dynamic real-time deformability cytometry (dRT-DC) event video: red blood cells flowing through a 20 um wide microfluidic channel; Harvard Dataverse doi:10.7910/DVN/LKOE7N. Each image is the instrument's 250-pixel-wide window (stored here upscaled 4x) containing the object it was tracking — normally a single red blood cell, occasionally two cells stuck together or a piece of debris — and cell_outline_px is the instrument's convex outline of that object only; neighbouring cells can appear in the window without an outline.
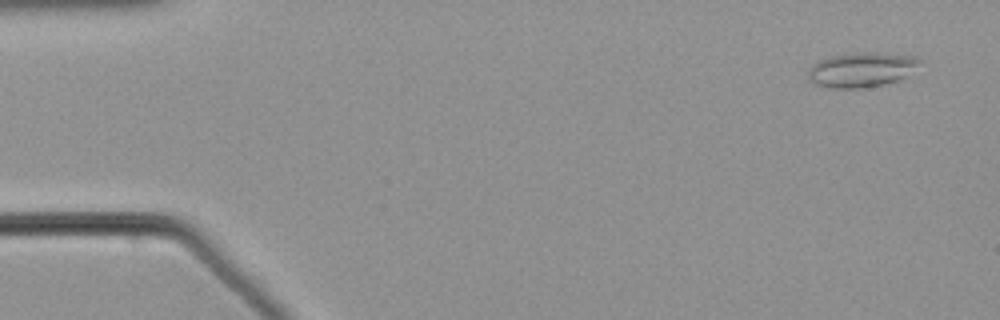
{"species": "common noctule bat (a hibernating species)", "species_latin": "Nyctalus noctula", "temperature_condition": "warm", "stored_images_in_passage": 54, "camera_frame_rate_fps": 3000, "um_per_image_px": 0.085, "animal": {"sex": "male", "body_mass_g": 21.5, "forearm_length_mm": 52.0}, "frame": {"image": 1, "passage_image": 3, "time_ms": 0.667, "image_size_px": [1000, 320], "cell_outline_px": [[920, 60], [904, 76], [896, 80], [880, 84], [860, 88], [828, 88], [816, 84], [808, 76], [808, 72], [812, 64], [816, 60], [832, 56], [860, 52], [876, 52], [916, 56]], "centroid_in_image_um": [73.14, 5.91], "position_along_channel_um": 11.9, "area_um2": 22.02}}
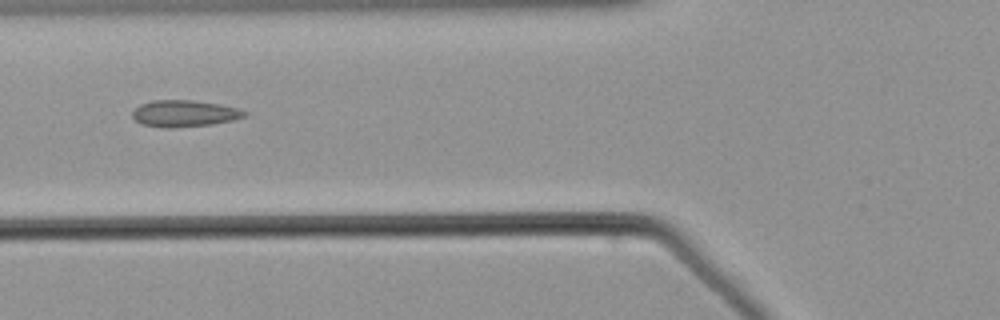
{"frame": {"image": 2, "passage_image": 21, "time_ms": 6.667, "image_size_px": [1000, 320], "cell_outline_px": [[248, 112], [244, 116], [232, 120], [212, 124], [172, 128], [168, 128], [140, 124], [132, 116], [132, 112], [140, 104], [152, 100], [192, 100], [220, 104], [240, 108]], "centroid_in_image_um": [15.67, 9.64], "position_along_channel_um": 110.1, "area_um2": 17.4}}
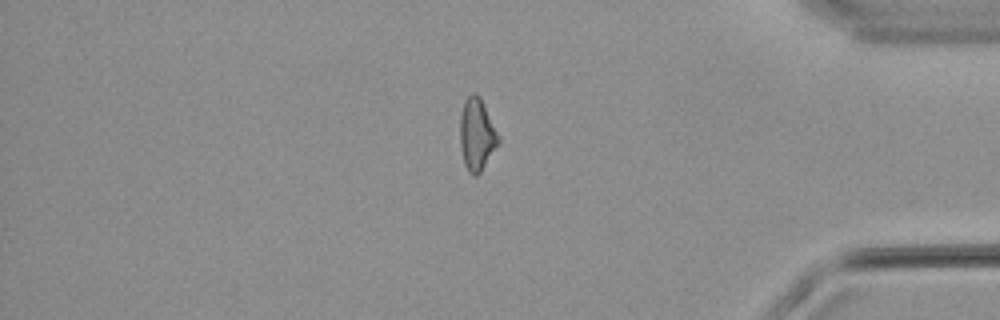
{"frame": {"image": 3, "passage_image": 46, "time_ms": 15.0, "image_size_px": [1000, 320], "cell_outline_px": [[500, 140], [480, 172], [476, 176], [472, 176], [468, 172], [464, 164], [460, 148], [460, 116], [464, 100], [472, 92], [476, 92], [480, 96], [500, 136]], "centroid_in_image_um": [40.51, 11.41], "position_along_channel_um": 394.7, "area_um2": 16.24}}